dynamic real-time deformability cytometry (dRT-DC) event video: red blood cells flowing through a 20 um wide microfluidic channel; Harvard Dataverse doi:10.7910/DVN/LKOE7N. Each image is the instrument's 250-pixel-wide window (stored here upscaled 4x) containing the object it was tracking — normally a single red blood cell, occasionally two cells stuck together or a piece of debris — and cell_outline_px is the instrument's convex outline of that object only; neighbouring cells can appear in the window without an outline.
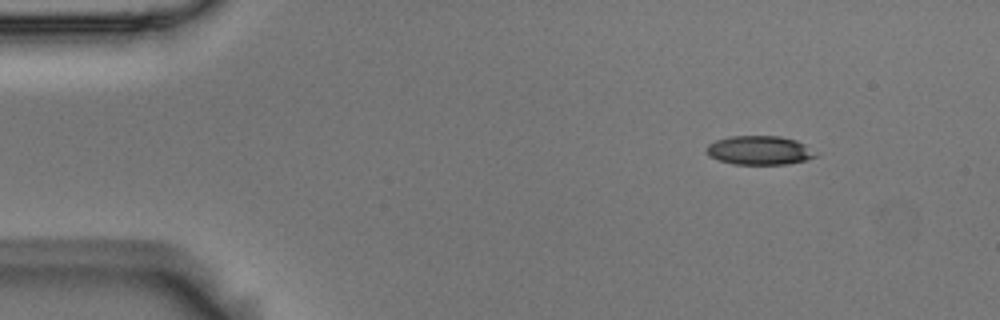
{"species": "Egyptian fruit bat (a non-hibernating species)", "species_latin": "Rousettus aegyptiacus", "temperature_condition": "room temperature", "stored_images_in_passage": 49, "camera_frame_rate_fps": 3000, "um_per_image_px": 0.085, "animal": {"sex": "male"}, "frame": {"image": 1, "passage_image": 1, "time_ms": 0.0, "image_size_px": [1000, 320], "cell_outline_px": [[820, 156], [808, 160], [788, 164], [732, 164], [708, 156], [704, 148], [708, 144], [716, 140], [732, 136], [780, 136], [796, 140], [820, 152]], "centroid_in_image_um": [64.61, 12.78], "position_along_channel_um": 20.4, "area_um2": 18.79}}
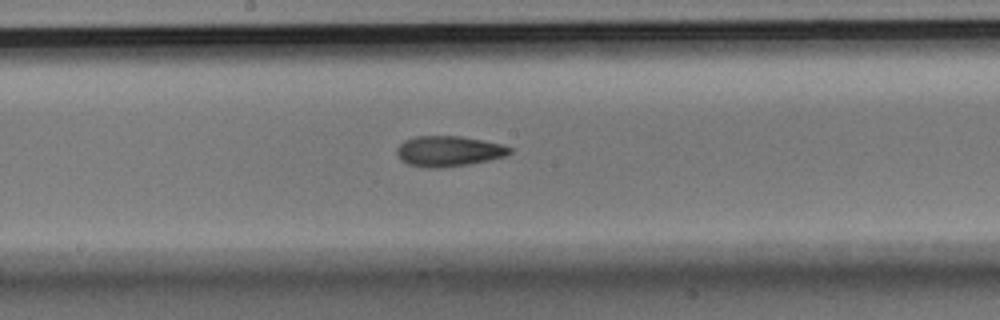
{"frame": {"image": 2, "passage_image": 23, "time_ms": 7.333, "image_size_px": [1000, 320], "cell_outline_px": [[512, 152], [504, 156], [488, 160], [468, 164], [444, 168], [420, 168], [408, 164], [400, 160], [396, 152], [396, 148], [404, 140], [416, 136], [460, 136], [500, 144], [512, 148]], "centroid_in_image_um": [38.07, 12.86], "position_along_channel_um": 210.1, "area_um2": 20.11}}
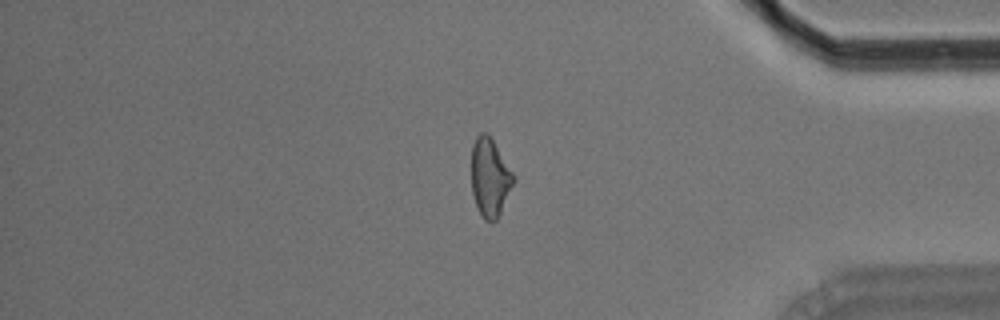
{"frame": {"image": 3, "passage_image": 40, "time_ms": 13.0, "image_size_px": [1000, 320], "cell_outline_px": [[516, 180], [496, 220], [492, 224], [484, 220], [480, 216], [472, 192], [472, 144], [476, 136], [480, 132], [488, 132], [516, 176]], "centroid_in_image_um": [41.65, 15.08], "position_along_channel_um": 393.5, "area_um2": 19.54}, "authors_computed_cell_mechanics": {"area_um2": 19.5364, "velocity_mm_per_s": 3.7031, "shape_relaxation_time_tau1_ms": null, "shape_relaxation_time_tau2_ms": 5.8732, "deformation_change_tau1": null, "deformation_change_tau2": 0.1636}}